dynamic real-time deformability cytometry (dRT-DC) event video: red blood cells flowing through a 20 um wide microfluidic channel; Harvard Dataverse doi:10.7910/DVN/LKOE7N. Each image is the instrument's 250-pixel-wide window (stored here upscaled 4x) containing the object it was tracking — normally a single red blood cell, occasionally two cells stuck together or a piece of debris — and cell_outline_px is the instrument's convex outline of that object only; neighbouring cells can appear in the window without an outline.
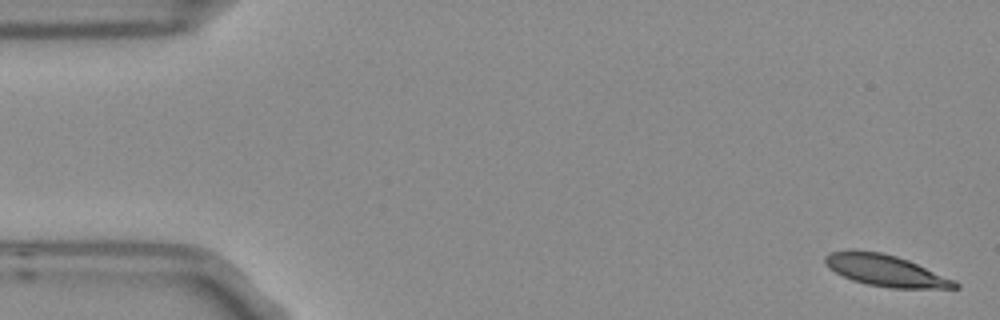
{"species": "Egyptian fruit bat (a non-hibernating species)", "species_latin": "Rousettus aegyptiacus", "temperature_condition": "room temperature", "stored_images_in_passage": 5, "camera_frame_rate_fps": 3000, "um_per_image_px": 0.085, "frame": {"image": 1, "passage_image": 1, "time_ms": 0.0, "image_size_px": [1000, 320], "cell_outline_px": [[960, 288], [892, 288], [868, 284], [852, 280], [836, 272], [824, 260], [824, 256], [828, 252], [848, 248], [852, 248], [880, 252], [896, 256], [908, 260], [956, 280], [960, 284]], "centroid_in_image_um": [75.28, 22.97], "position_along_channel_um": 9.7, "area_um2": 23.93}}
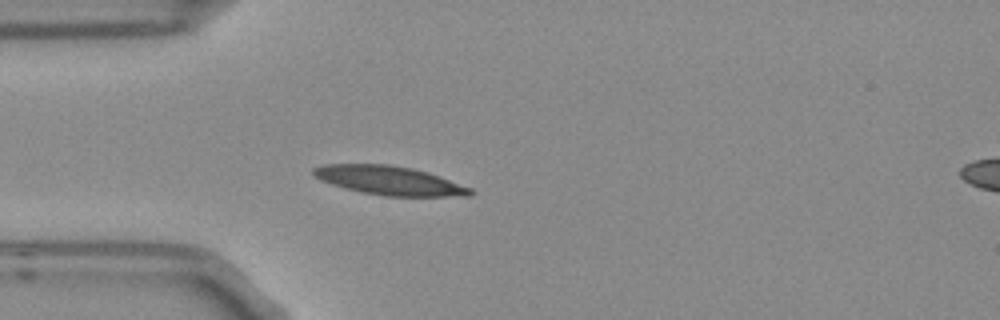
{"frame": {"image": 2, "passage_image": 5, "time_ms": 1.333, "image_size_px": [1000, 320], "cell_outline_px": [[476, 192], [472, 196], [384, 196], [360, 192], [344, 188], [320, 180], [312, 176], [312, 168], [324, 164], [388, 164], [412, 168], [428, 172], [472, 188]], "centroid_in_image_um": [33.09, 15.34], "position_along_channel_um": 51.9, "area_um2": 26.65}}